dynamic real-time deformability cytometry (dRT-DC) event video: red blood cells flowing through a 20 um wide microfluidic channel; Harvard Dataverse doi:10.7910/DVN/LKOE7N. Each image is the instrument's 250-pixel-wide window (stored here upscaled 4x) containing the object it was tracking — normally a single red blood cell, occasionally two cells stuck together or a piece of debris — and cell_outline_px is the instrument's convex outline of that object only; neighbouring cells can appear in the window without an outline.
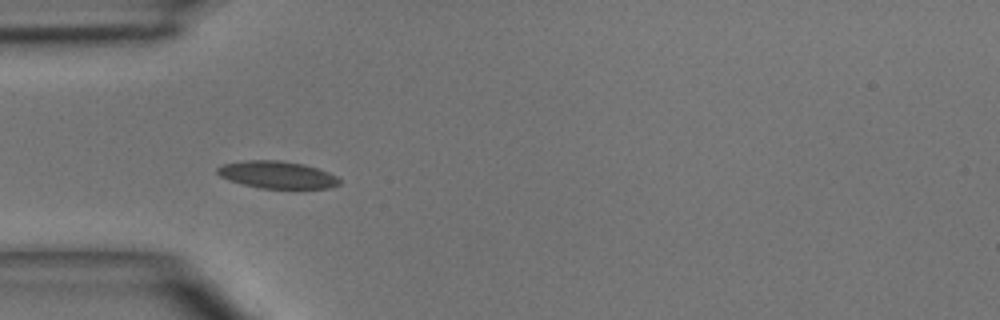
{"species": "common noctule bat (a hibernating species)", "species_latin": "Nyctalus noctula", "temperature_condition": "room temperature", "stored_images_in_passage": 4, "camera_frame_rate_fps": 3000, "um_per_image_px": 0.085, "animal": {"sex": "male", "body_mass_g": 15.6}, "frame": {"image": 1, "passage_image": 4, "time_ms": 3.333, "image_size_px": [1000, 320], "cell_outline_px": [[344, 180], [340, 184], [332, 188], [260, 188], [228, 180], [220, 176], [216, 172], [216, 168], [220, 164], [244, 160], [280, 160], [304, 164], [328, 172]], "centroid_in_image_um": [23.56, 14.85], "position_along_channel_um": 61.4, "area_um2": 19.59}}